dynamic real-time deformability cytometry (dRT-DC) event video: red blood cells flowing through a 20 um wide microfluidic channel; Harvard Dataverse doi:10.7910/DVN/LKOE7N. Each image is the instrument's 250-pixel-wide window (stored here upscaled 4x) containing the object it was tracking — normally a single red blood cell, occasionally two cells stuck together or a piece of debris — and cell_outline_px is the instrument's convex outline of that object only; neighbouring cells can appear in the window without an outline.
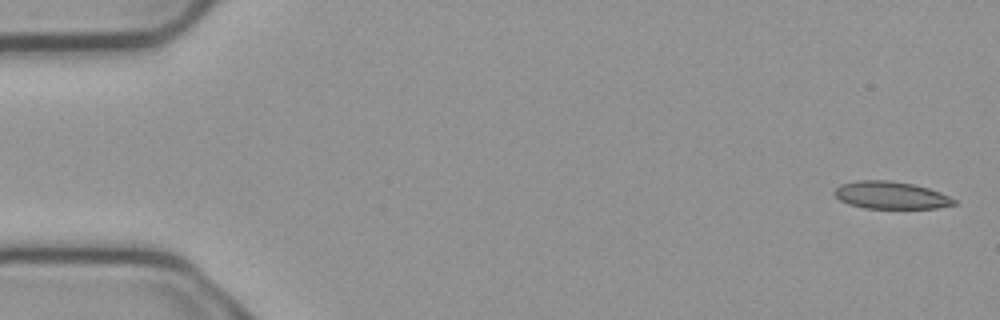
{"species": "common noctule bat (a hibernating species)", "species_latin": "Nyctalus noctula", "temperature_condition": "cold", "stored_images_in_passage": 5, "camera_frame_rate_fps": 3000, "um_per_image_px": 0.085, "animal": {"sex": "male", "body_mass_g": 23.1, "forearm_length_mm": 52.7}, "frame": {"image": 1, "passage_image": 1, "time_ms": 0.0, "image_size_px": [1000, 320], "cell_outline_px": [[956, 204], [936, 208], [864, 208], [848, 204], [840, 200], [832, 192], [840, 184], [856, 180], [888, 180], [912, 184], [928, 188], [940, 192], [956, 200]], "centroid_in_image_um": [75.69, 16.59], "position_along_channel_um": 9.3, "area_um2": 19.07}}
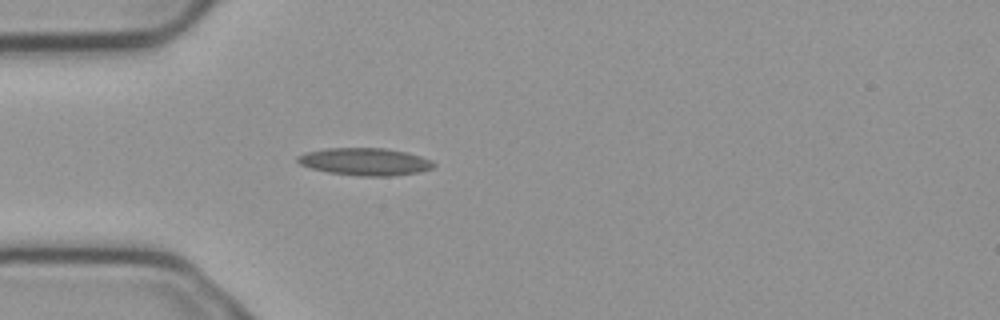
{"frame": {"image": 2, "passage_image": 5, "time_ms": 1.333, "image_size_px": [1000, 320], "cell_outline_px": [[436, 164], [432, 168], [420, 172], [392, 176], [360, 176], [328, 172], [312, 168], [300, 164], [296, 160], [296, 156], [304, 152], [328, 148], [384, 148], [408, 152], [432, 160]], "centroid_in_image_um": [31.03, 13.74], "position_along_channel_um": 54.0, "area_um2": 21.85}}